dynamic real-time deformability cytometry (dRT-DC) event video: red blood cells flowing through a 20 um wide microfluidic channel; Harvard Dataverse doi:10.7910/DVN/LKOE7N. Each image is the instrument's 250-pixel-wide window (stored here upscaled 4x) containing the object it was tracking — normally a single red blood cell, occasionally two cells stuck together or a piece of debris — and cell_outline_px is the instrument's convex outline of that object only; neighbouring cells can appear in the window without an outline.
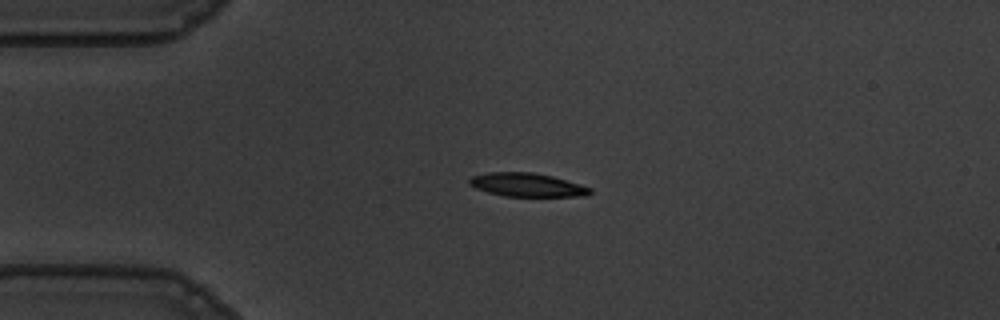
{"species": "common noctule bat (a hibernating species)", "species_latin": "Nyctalus noctula", "temperature_condition": "warm", "stored_images_in_passage": 44, "camera_frame_rate_fps": 3000, "um_per_image_px": 0.085, "animal": {"sex": "male", "body_mass_g": 19.5, "forearm_length_mm": 54.6}, "frame": {"image": 1, "passage_image": 1, "time_ms": 0.0, "image_size_px": [1000, 320], "cell_outline_px": [[592, 192], [588, 196], [504, 196], [488, 192], [476, 188], [468, 184], [468, 180], [472, 176], [488, 172], [532, 172], [552, 176], [580, 184], [592, 188]], "centroid_in_image_um": [44.8, 15.71], "position_along_channel_um": 40.2, "area_um2": 16.59}}
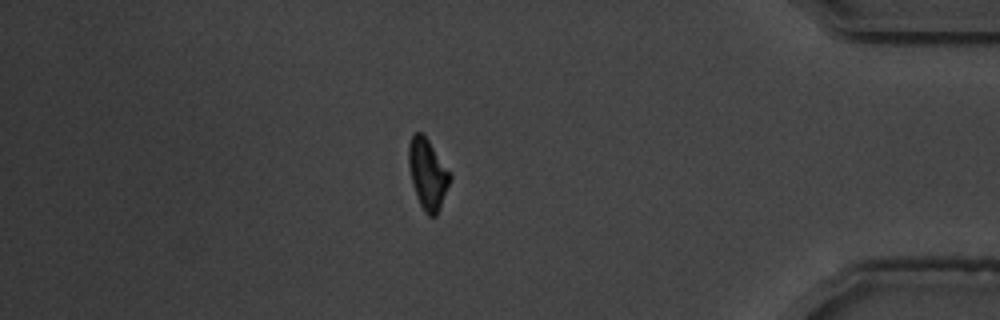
{"frame": {"image": 2, "passage_image": 36, "time_ms": 11.667, "image_size_px": [1000, 320], "cell_outline_px": [[452, 176], [440, 208], [436, 216], [428, 216], [424, 212], [416, 196], [412, 184], [408, 164], [408, 144], [412, 136], [416, 132], [420, 132], [428, 140]], "centroid_in_image_um": [36.33, 14.82], "position_along_channel_um": 398.9, "area_um2": 16.76}}
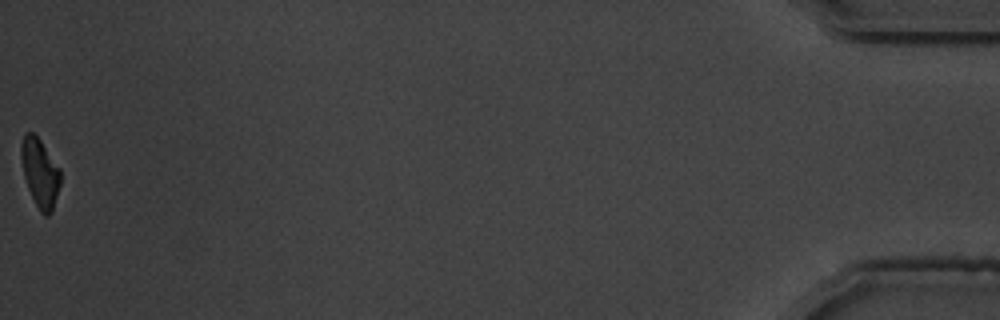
{"frame": {"image": 3, "passage_image": 44, "time_ms": 14.333, "image_size_px": [1000, 320], "cell_outline_px": [[60, 184], [52, 212], [48, 216], [44, 216], [40, 212], [28, 188], [24, 176], [20, 156], [20, 144], [24, 132], [32, 132], [40, 140], [60, 168]], "centroid_in_image_um": [3.39, 14.68], "position_along_channel_um": 431.8, "area_um2": 15.72}, "authors_computed_cell_mechanics": {"area_um2": 17.4556, "velocity_mm_per_s": 3.6113, "shape_relaxation_time_tau1_ms": 3.8192, "shape_relaxation_time_tau2_ms": 4.3191, "deformation_change_tau1": 0.1447, "deformation_change_tau2": 0.1077}}